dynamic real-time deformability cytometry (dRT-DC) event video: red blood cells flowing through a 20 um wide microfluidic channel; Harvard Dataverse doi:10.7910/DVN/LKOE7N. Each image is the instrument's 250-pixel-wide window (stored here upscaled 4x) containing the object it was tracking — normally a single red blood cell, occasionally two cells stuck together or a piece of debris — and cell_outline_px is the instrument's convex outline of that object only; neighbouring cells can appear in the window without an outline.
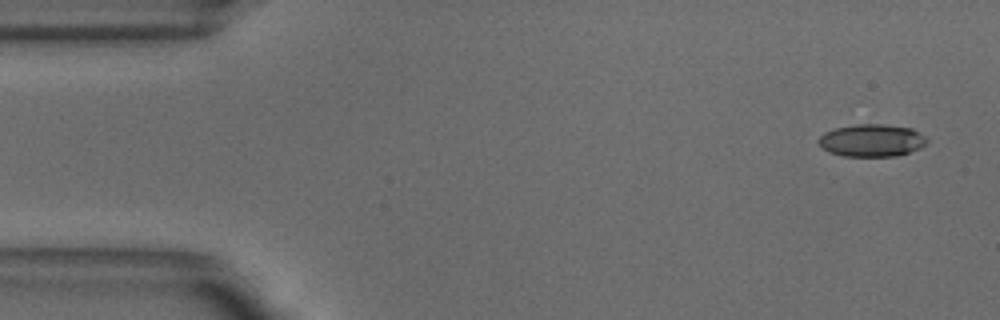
{"species": "common noctule bat (a hibernating species)", "species_latin": "Nyctalus noctula", "temperature_condition": "warm", "stored_images_in_passage": 50, "camera_frame_rate_fps": 3000, "um_per_image_px": 0.085, "animal": {"sex": "male", "body_mass_g": 18.8}, "frame": {"image": 1, "passage_image": 1, "time_ms": 0.0, "image_size_px": [1000, 320], "cell_outline_px": [[928, 140], [920, 148], [896, 156], [844, 156], [828, 152], [816, 140], [824, 132], [836, 128], [856, 124], [884, 124], [912, 128], [924, 136]], "centroid_in_image_um": [74.08, 11.93], "position_along_channel_um": 10.9, "area_um2": 20.4}}
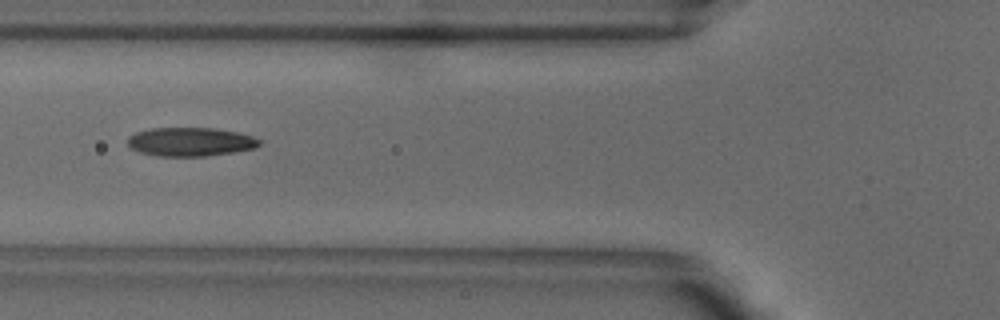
{"frame": {"image": 2, "passage_image": 17, "time_ms": 5.333, "image_size_px": [1000, 320], "cell_outline_px": [[260, 144], [252, 148], [232, 152], [204, 156], [156, 156], [140, 152], [132, 148], [128, 144], [128, 136], [136, 132], [152, 128], [212, 128], [236, 132], [252, 136], [260, 140]], "centroid_in_image_um": [16.14, 12.05], "position_along_channel_um": 109.7, "area_um2": 21.79}}
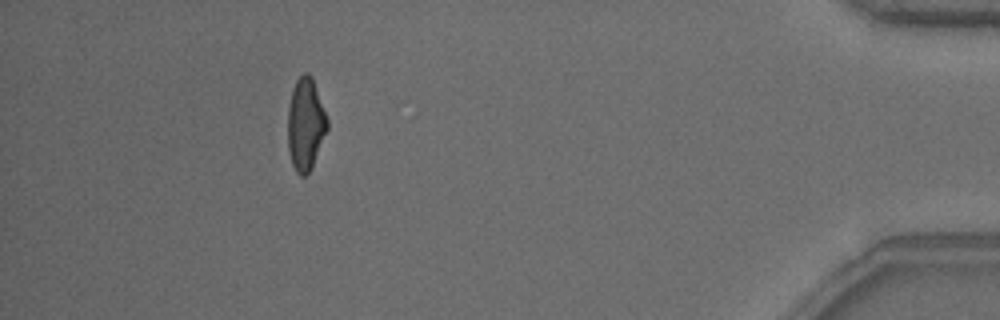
{"frame": {"image": 3, "passage_image": 45, "time_ms": 14.667, "image_size_px": [1000, 320], "cell_outline_px": [[328, 128], [312, 168], [304, 176], [300, 176], [296, 172], [292, 164], [288, 148], [288, 108], [292, 88], [296, 80], [304, 72], [308, 72], [312, 76], [328, 120]], "centroid_in_image_um": [25.97, 10.55], "position_along_channel_um": 409.2, "area_um2": 21.33}, "authors_computed_cell_mechanics": {"area_um2": 21.4727, "velocity_mm_per_s": 3.8824, "shape_relaxation_time_tau1_ms": null, "shape_relaxation_time_tau2_ms": 2.8936, "deformation_change_tau1": null, "deformation_change_tau2": 0.1038}}